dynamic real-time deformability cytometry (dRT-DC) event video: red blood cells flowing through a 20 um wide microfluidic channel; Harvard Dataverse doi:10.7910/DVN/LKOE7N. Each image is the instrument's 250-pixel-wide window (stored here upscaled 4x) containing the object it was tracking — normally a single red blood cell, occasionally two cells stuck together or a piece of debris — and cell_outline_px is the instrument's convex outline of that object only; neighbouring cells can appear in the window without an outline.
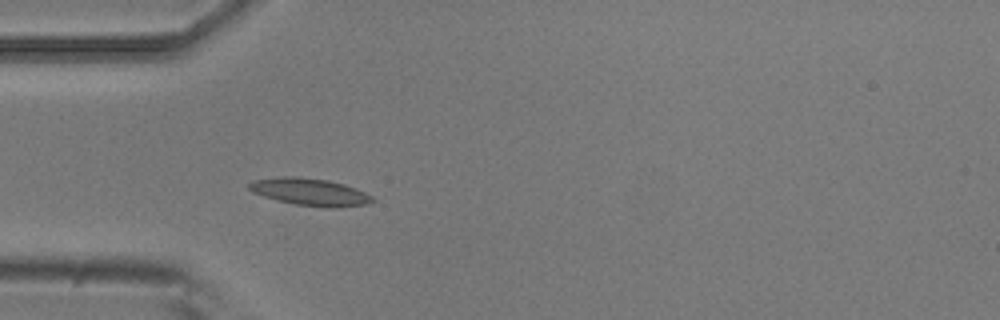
{"species": "common noctule bat (a hibernating species)", "species_latin": "Nyctalus noctula", "temperature_condition": "room temperature", "stored_images_in_passage": 5, "camera_frame_rate_fps": 3000, "um_per_image_px": 0.085, "animal": {"sex": "male", "body_mass_g": 20.5, "forearm_length_mm": 52.5}, "frame": {"image": 1, "passage_image": 5, "time_ms": 1.333, "image_size_px": [1000, 320], "cell_outline_px": [[376, 200], [368, 204], [336, 208], [324, 208], [296, 204], [264, 196], [252, 192], [248, 188], [248, 184], [252, 180], [284, 176], [296, 176], [328, 180], [344, 184], [356, 188], [372, 196]], "centroid_in_image_um": [26.38, 16.31], "position_along_channel_um": 58.6, "area_um2": 19.65}}